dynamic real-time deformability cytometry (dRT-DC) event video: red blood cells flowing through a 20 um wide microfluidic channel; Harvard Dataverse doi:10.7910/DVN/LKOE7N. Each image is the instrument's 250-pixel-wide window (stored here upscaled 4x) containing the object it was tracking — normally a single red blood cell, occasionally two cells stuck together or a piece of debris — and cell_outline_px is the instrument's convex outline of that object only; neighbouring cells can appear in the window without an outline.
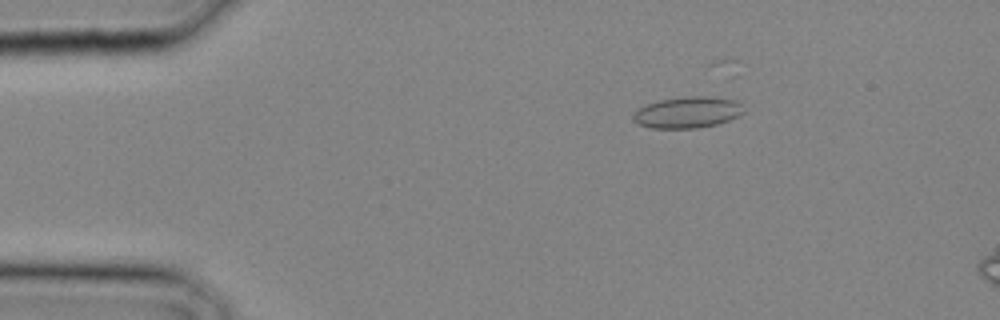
{"species": "common noctule bat (a hibernating species)", "species_latin": "Nyctalus noctula", "temperature_condition": "cold", "stored_images_in_passage": 10, "camera_frame_rate_fps": 3000, "um_per_image_px": 0.085, "animal": {"sex": "male", "body_mass_g": 20.4}, "frame": {"image": 1, "passage_image": 6, "time_ms": 1.667, "image_size_px": [1000, 320], "cell_outline_px": [[744, 112], [740, 116], [716, 124], [696, 128], [652, 128], [640, 124], [632, 120], [632, 116], [644, 104], [660, 100], [684, 96], [704, 96], [736, 100], [740, 104]], "centroid_in_image_um": [58.43, 9.54], "position_along_channel_um": 26.6, "area_um2": 20.06}}